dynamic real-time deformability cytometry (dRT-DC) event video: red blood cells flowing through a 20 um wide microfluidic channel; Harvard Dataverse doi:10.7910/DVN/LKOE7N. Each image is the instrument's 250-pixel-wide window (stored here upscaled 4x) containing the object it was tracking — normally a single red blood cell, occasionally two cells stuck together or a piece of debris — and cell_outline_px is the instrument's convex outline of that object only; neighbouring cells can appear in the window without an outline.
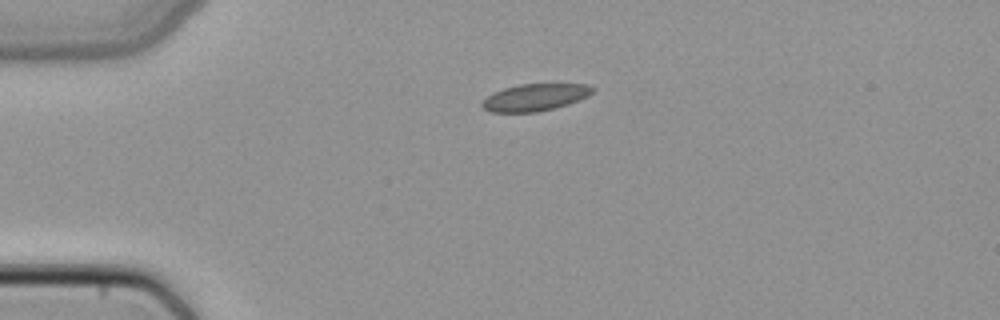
{"species": "common noctule bat (a hibernating species)", "species_latin": "Nyctalus noctula", "temperature_condition": "cold", "stored_images_in_passage": 6, "segment_of_instrument_passage": [2, 2], "camera_frame_rate_fps": 3000, "um_per_image_px": 0.085, "animal": {"sex": "female", "body_mass_g": 22.7, "forearm_length_mm": 54.2}, "frame": {"image": 1, "passage_image": 6, "time_ms": 1.667, "image_size_px": [1000, 320], "cell_outline_px": [[596, 88], [588, 96], [568, 104], [556, 108], [536, 112], [488, 112], [480, 104], [492, 92], [504, 88], [520, 84], [588, 84]], "centroid_in_image_um": [45.48, 8.27], "position_along_channel_um": 39.5, "area_um2": 17.46}}